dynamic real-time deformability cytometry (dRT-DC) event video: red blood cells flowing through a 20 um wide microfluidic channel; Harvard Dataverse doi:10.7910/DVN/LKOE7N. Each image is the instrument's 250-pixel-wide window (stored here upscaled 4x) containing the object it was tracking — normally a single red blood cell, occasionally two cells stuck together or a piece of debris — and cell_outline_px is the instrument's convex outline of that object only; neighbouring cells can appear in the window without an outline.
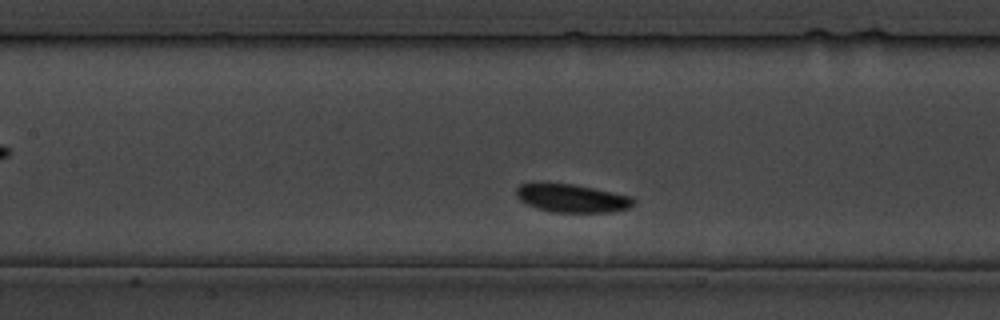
{"species": "common noctule bat (a hibernating species)", "species_latin": "Nyctalus noctula", "temperature_condition": "cold", "stored_images_in_passage": 22, "camera_frame_rate_fps": 3000, "um_per_image_px": 0.085, "animal": {"sex": "male", "body_mass_g": 19.5, "forearm_length_mm": 54.6}, "frame": {"image": 1, "passage_image": 7, "time_ms": 7.667, "image_size_px": [1000, 320], "cell_outline_px": [[636, 200], [628, 208], [608, 212], [552, 212], [528, 204], [520, 200], [516, 196], [516, 188], [520, 184], [536, 180], [572, 184], [632, 196]], "centroid_in_image_um": [48.54, 16.8], "position_along_channel_um": 158.9, "area_um2": 19.54}}
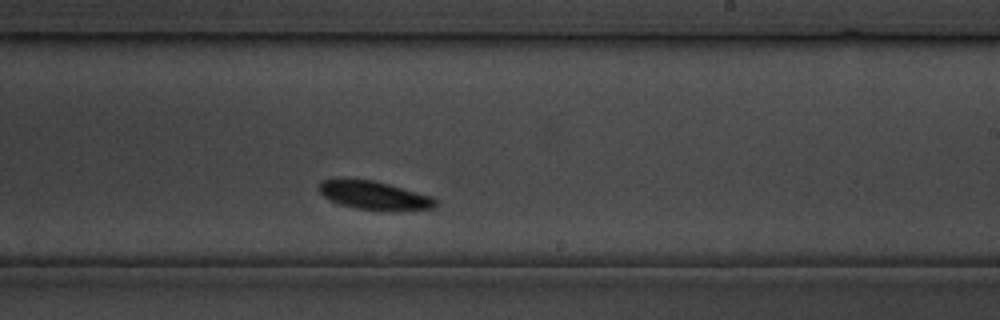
{"frame": {"image": 2, "passage_image": 13, "time_ms": 14.667, "image_size_px": [1000, 320], "cell_outline_px": [[436, 204], [432, 208], [356, 208], [332, 200], [324, 196], [316, 188], [320, 180], [376, 180], [432, 196], [436, 200]], "centroid_in_image_um": [31.76, 16.55], "position_along_channel_um": 257.2, "area_um2": 18.15}}